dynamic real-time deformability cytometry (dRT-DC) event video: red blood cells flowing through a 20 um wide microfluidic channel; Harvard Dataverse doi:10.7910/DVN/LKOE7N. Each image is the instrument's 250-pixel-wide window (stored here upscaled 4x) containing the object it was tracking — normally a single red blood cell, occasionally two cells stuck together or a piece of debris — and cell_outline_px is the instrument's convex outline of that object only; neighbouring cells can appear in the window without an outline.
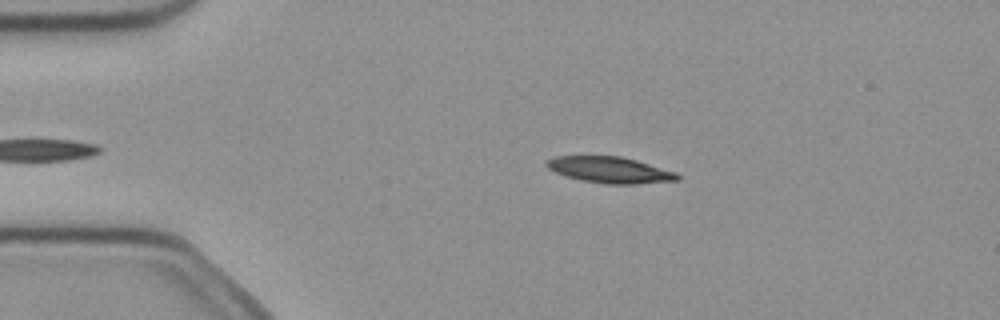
{"species": "common noctule bat (a hibernating species)", "species_latin": "Nyctalus noctula", "temperature_condition": "cold", "stored_images_in_passage": 3, "camera_frame_rate_fps": 3000, "um_per_image_px": 0.085, "animal": {"sex": "female", "body_mass_g": 21.9}, "frame": {"image": 1, "passage_image": 2, "time_ms": 0.333, "image_size_px": [1000, 320], "cell_outline_px": [[680, 180], [636, 184], [608, 184], [580, 180], [556, 172], [548, 168], [544, 164], [544, 160], [556, 156], [620, 156], [636, 160], [676, 172], [680, 176]], "centroid_in_image_um": [51.83, 14.44], "position_along_channel_um": 33.2, "area_um2": 19.94}}